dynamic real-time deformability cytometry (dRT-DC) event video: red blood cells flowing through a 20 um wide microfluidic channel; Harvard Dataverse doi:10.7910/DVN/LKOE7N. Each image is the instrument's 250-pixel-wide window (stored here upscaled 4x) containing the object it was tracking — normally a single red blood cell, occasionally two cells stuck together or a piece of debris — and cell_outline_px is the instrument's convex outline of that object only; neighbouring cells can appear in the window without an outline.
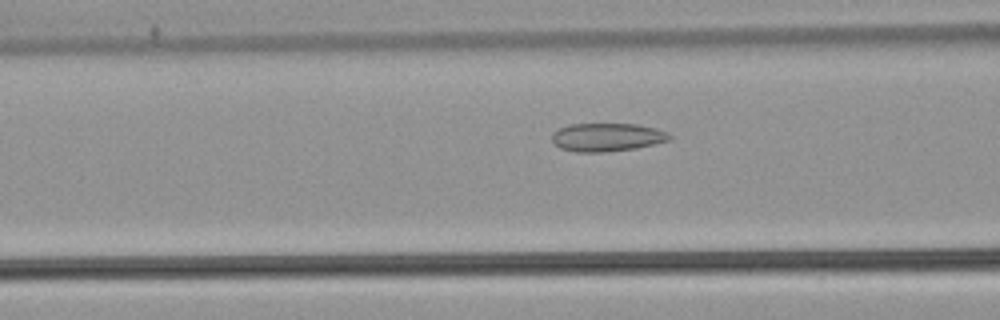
{"species": "common noctule bat (a hibernating species)", "species_latin": "Nyctalus noctula", "temperature_condition": "warm", "stored_images_in_passage": 53, "camera_frame_rate_fps": 3000, "um_per_image_px": 0.085, "animal": {"sex": "male", "body_mass_g": 21.5, "forearm_length_mm": 52.0}, "frame": {"image": 1, "passage_image": 21, "time_ms": 6.667, "image_size_px": [1000, 320], "cell_outline_px": [[672, 136], [668, 140], [636, 148], [604, 152], [576, 152], [560, 148], [552, 140], [552, 132], [568, 124], [636, 124], [656, 128], [668, 132]], "centroid_in_image_um": [51.58, 11.66], "position_along_channel_um": 115.0, "area_um2": 19.31}}
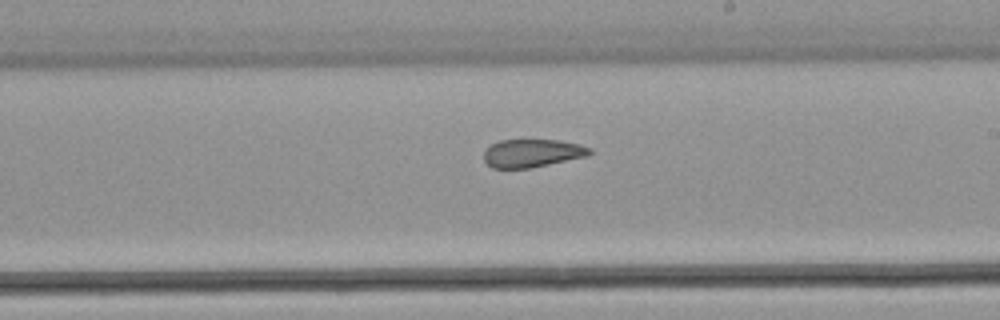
{"frame": {"image": 2, "passage_image": 31, "time_ms": 10.0, "image_size_px": [1000, 320], "cell_outline_px": [[592, 152], [588, 156], [528, 168], [492, 168], [484, 160], [484, 148], [500, 140], [560, 140], [580, 144], [592, 148]], "centroid_in_image_um": [45.24, 13.01], "position_along_channel_um": 243.8, "area_um2": 17.34}}
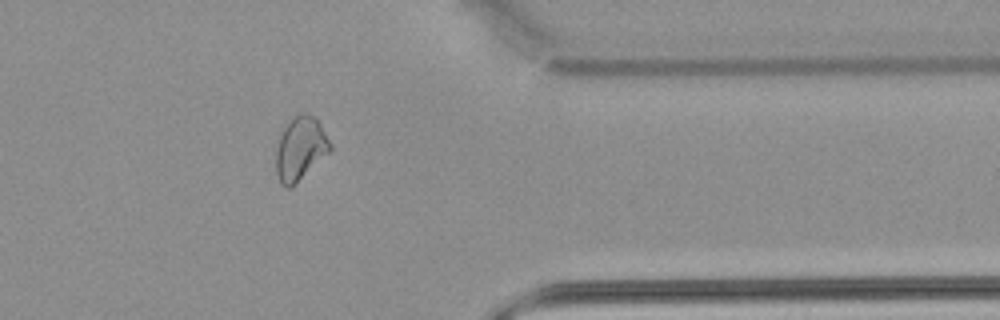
{"frame": {"image": 3, "passage_image": 43, "time_ms": 14.0, "image_size_px": [1000, 320], "cell_outline_px": [[332, 148], [292, 188], [284, 188], [280, 184], [276, 172], [276, 152], [280, 132], [300, 112], [308, 112], [316, 116], [332, 144]], "centroid_in_image_um": [25.52, 12.63], "position_along_channel_um": 385.9, "area_um2": 20.11}, "authors_computed_cell_mechanics": {"area_um2": 20.9814, "velocity_mm_per_s": 3.872, "shape_relaxation_time_tau1_ms": null, "shape_relaxation_time_tau2_ms": 2.7016, "deformation_change_tau1": null, "deformation_change_tau2": 0.0846}}